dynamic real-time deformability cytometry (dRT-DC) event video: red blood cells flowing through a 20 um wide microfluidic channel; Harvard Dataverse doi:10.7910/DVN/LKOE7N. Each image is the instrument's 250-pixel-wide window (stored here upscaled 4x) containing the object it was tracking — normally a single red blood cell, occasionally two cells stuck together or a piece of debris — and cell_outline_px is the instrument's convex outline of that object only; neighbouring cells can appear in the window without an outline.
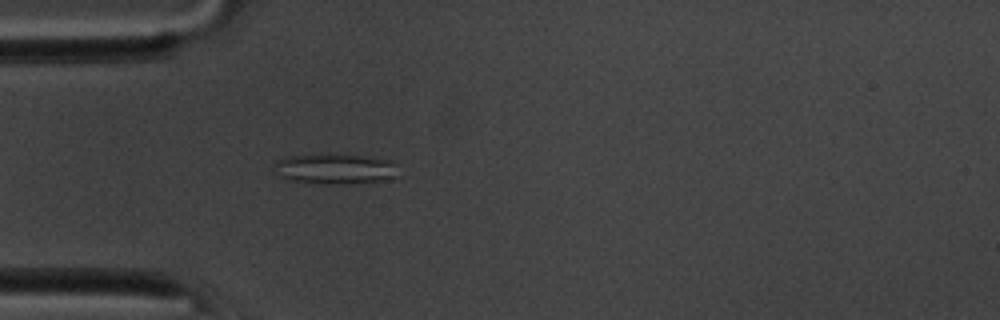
{"species": "common noctule bat (a hibernating species)", "species_latin": "Nyctalus noctula", "temperature_condition": "room temperature", "stored_images_in_passage": 19, "camera_frame_rate_fps": 3000, "um_per_image_px": 0.085, "animal": {"sex": "male", "body_mass_g": 20.1, "forearm_length_mm": 53.5}, "frame": {"image": 1, "passage_image": 16, "time_ms": 5.0, "image_size_px": [1000, 320], "cell_outline_px": [[400, 176], [392, 180], [328, 184], [284, 180], [276, 176], [272, 172], [276, 160], [288, 156], [324, 152], [392, 160]], "centroid_in_image_um": [28.41, 14.34], "position_along_channel_um": 56.6, "area_um2": 22.72}}